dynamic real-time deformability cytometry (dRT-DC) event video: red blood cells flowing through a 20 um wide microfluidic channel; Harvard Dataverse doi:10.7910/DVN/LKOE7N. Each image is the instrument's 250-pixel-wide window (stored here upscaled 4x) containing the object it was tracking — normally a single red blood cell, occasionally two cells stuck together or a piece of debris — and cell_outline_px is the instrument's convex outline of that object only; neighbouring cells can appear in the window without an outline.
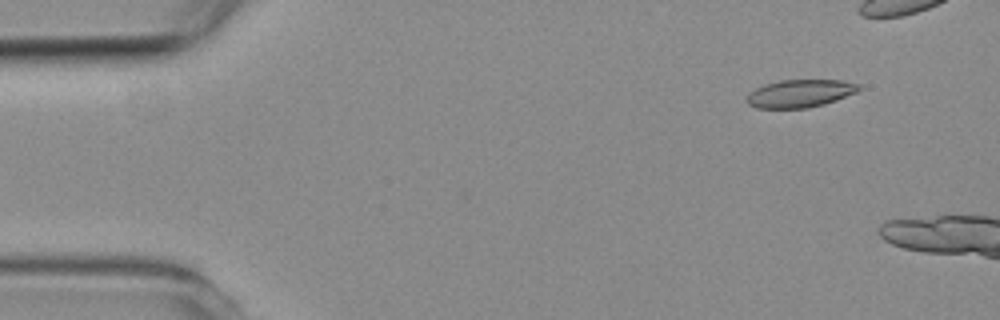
{"species": "common noctule bat (a hibernating species)", "species_latin": "Nyctalus noctula", "temperature_condition": "room temperature", "stored_images_in_passage": 3, "camera_frame_rate_fps": 3000, "um_per_image_px": 0.085, "animal": {"sex": "female", "body_mass_g": 19.3, "forearm_length_mm": 54.1}, "frame": {"image": 1, "passage_image": 1, "time_ms": 0.0, "image_size_px": [1000, 320], "cell_outline_px": [[860, 88], [856, 92], [836, 100], [824, 104], [808, 108], [756, 108], [748, 104], [748, 92], [764, 84], [780, 80], [840, 80], [860, 84]], "centroid_in_image_um": [67.99, 7.94], "position_along_channel_um": 17.0, "area_um2": 18.09}}